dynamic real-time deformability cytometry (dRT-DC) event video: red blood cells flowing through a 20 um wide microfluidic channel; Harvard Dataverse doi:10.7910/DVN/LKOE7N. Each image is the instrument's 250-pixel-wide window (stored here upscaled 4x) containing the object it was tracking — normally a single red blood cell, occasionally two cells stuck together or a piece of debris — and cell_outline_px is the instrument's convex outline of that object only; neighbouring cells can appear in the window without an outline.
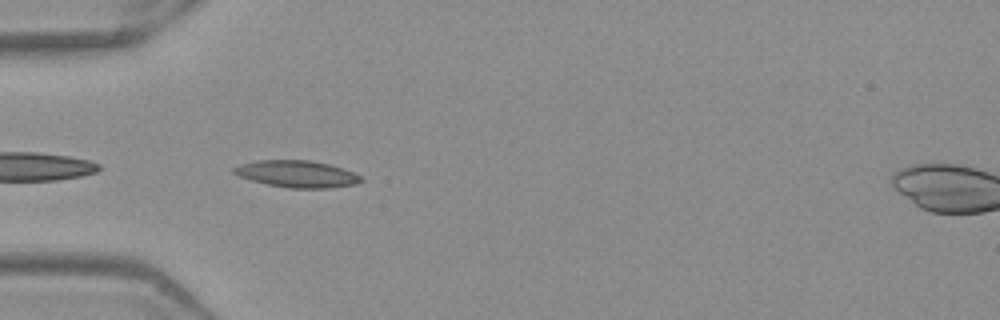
{"species": "Egyptian fruit bat (a non-hibernating species)", "species_latin": "Rousettus aegyptiacus", "temperature_condition": "warm", "stored_images_in_passage": 36, "camera_frame_rate_fps": 3000, "um_per_image_px": 0.085, "frame": {"image": 1, "passage_image": 1, "time_ms": 0.0, "image_size_px": [1000, 320], "cell_outline_px": [[364, 180], [356, 184], [332, 188], [288, 188], [268, 184], [252, 180], [240, 176], [232, 172], [232, 168], [240, 164], [256, 160], [308, 160], [328, 164], [352, 172], [360, 176]], "centroid_in_image_um": [25.23, 14.79], "position_along_channel_um": 59.8, "area_um2": 19.77}}
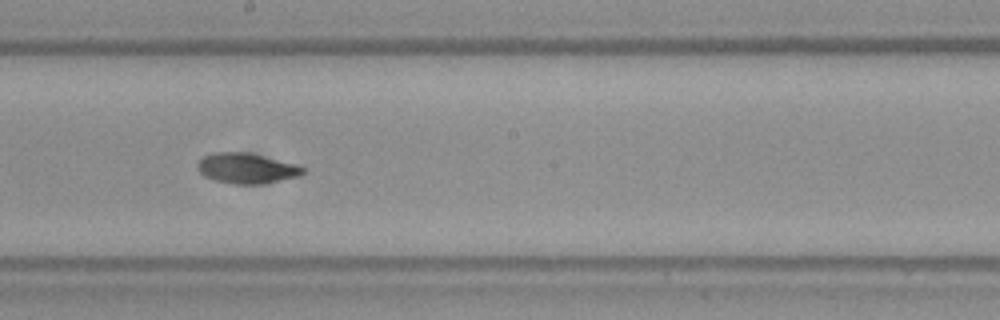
{"frame": {"image": 2, "passage_image": 14, "time_ms": 4.333, "image_size_px": [1000, 320], "cell_outline_px": [[304, 172], [300, 176], [260, 184], [236, 184], [216, 180], [204, 176], [200, 172], [196, 164], [204, 156], [212, 152], [248, 152], [296, 164], [304, 168]], "centroid_in_image_um": [20.95, 14.29], "position_along_channel_um": 227.2, "area_um2": 18.5}}
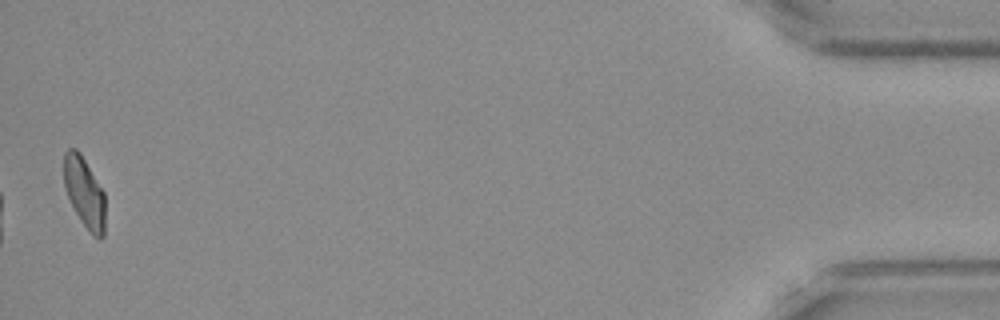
{"frame": {"image": 3, "passage_image": 36, "time_ms": 11.667, "image_size_px": [1000, 320], "cell_outline_px": [[104, 236], [100, 240], [92, 236], [80, 220], [68, 196], [64, 184], [64, 152], [68, 148], [76, 148], [80, 152], [104, 192]], "centroid_in_image_um": [7.18, 16.37], "position_along_channel_um": 428.0, "area_um2": 16.88}, "authors_computed_cell_mechanics": {"area_um2": 17.918, "velocity_mm_per_s": 3.9458, "shape_relaxation_time_tau1_ms": 6.6544, "shape_relaxation_time_tau2_ms": 1.927, "deformation_change_tau1": 0.1711, "deformation_change_tau2": 0.084}}